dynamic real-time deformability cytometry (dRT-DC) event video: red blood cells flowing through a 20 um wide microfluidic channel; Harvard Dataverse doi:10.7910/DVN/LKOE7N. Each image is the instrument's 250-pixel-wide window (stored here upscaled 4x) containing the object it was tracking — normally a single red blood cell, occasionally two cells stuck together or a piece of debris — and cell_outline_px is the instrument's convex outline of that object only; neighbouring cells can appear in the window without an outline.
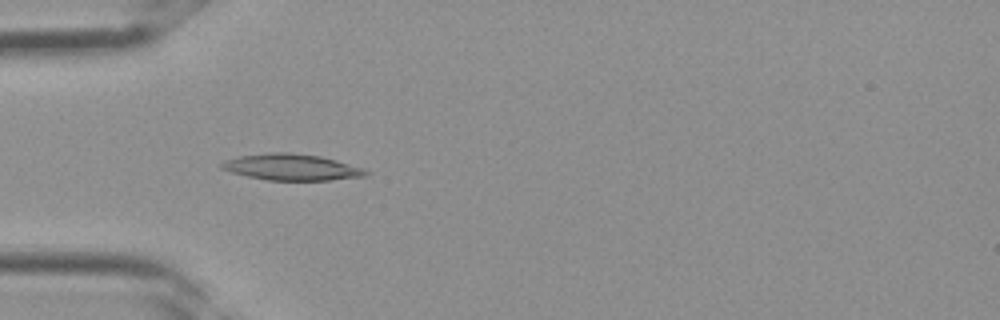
{"species": "Egyptian fruit bat (a non-hibernating species)", "species_latin": "Rousettus aegyptiacus", "temperature_condition": "room temperature", "stored_images_in_passage": 5, "camera_frame_rate_fps": 3000, "um_per_image_px": 0.085, "frame": {"image": 1, "passage_image": 4, "time_ms": 1.0, "image_size_px": [1000, 320], "cell_outline_px": [[372, 172], [364, 176], [328, 180], [268, 180], [248, 176], [232, 172], [220, 168], [220, 164], [224, 160], [240, 156], [272, 152], [288, 152], [320, 156], [336, 160], [364, 168]], "centroid_in_image_um": [24.8, 14.2], "position_along_channel_um": 60.2, "area_um2": 21.96}}
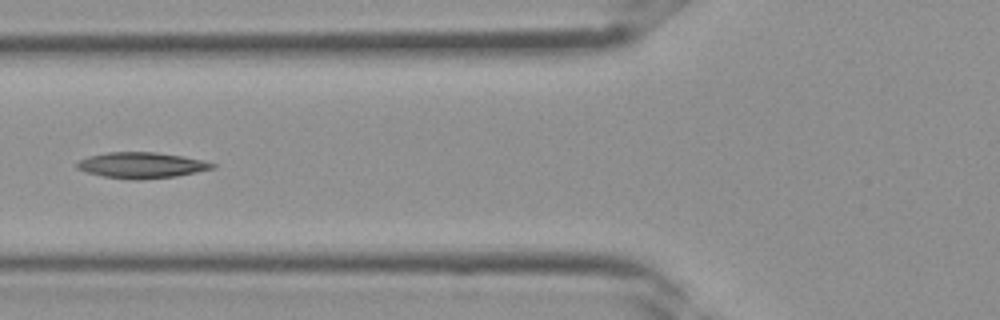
{"frame": {"image": 2, "passage_image": 5, "time_ms": 1.333, "image_size_px": [1000, 320], "cell_outline_px": [[216, 168], [176, 176], [140, 180], [136, 180], [104, 176], [88, 172], [76, 168], [76, 164], [80, 160], [88, 156], [108, 152], [156, 152], [184, 156], [216, 164]], "centroid_in_image_um": [12.04, 14.04], "position_along_channel_um": 113.8, "area_um2": 20.29}}